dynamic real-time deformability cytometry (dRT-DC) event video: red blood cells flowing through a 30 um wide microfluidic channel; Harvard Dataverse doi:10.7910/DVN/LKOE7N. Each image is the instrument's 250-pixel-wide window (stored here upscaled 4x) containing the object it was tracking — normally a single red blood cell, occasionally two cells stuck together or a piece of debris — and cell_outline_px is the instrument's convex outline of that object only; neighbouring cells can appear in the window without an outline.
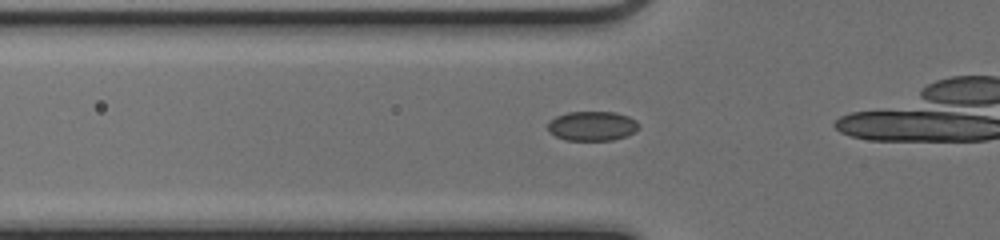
{"species": "common noctule bat (a hibernating species)", "species_latin": "Nyctalus noctula", "temperature_condition": "cold", "stored_images_in_passage": 10, "camera_frame_rate_fps": 3000, "um_per_image_px": 0.085, "animal": {"sex": "female", "body_mass_g": 17.0, "forearm_length_mm": 48.0}, "frame": {"image": 1, "passage_image": 5, "time_ms": 1.333, "image_size_px": [1000, 240], "cell_outline_px": [[640, 124], [628, 136], [612, 140], [564, 140], [548, 132], [548, 124], [556, 116], [568, 112], [616, 112], [628, 116], [636, 120]], "centroid_in_image_um": [50.33, 10.71], "position_along_channel_um": 75.5, "area_um2": 15.61}}
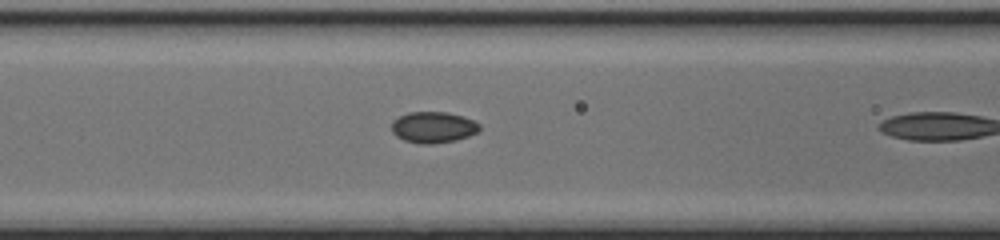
{"frame": {"image": 2, "passage_image": 9, "time_ms": 2.667, "image_size_px": [1000, 240], "cell_outline_px": [[480, 128], [476, 132], [468, 136], [456, 140], [432, 144], [420, 144], [404, 140], [396, 136], [392, 132], [392, 120], [408, 112], [448, 112], [464, 116], [480, 124]], "centroid_in_image_um": [36.81, 10.81], "position_along_channel_um": 129.8, "area_um2": 16.01}}